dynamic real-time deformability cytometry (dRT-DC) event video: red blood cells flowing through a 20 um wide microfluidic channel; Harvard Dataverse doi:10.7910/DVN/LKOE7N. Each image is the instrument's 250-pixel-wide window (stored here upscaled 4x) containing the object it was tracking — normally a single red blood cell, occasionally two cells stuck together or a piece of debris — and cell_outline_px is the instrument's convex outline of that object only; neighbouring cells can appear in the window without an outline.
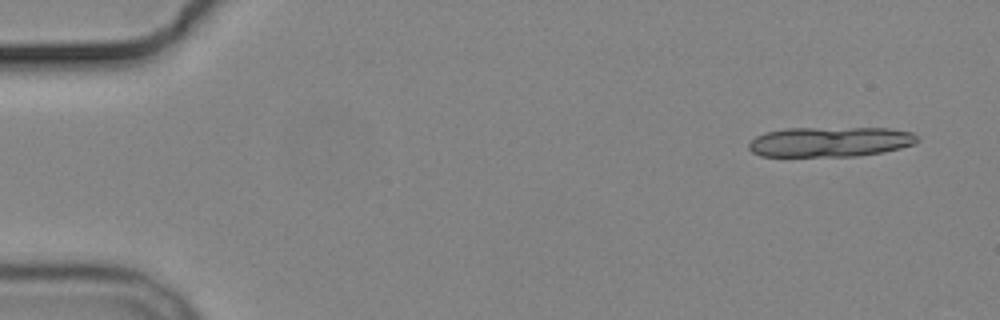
{"species": "common noctule bat (a hibernating species)", "species_latin": "Nyctalus noctula", "temperature_condition": "cold", "stored_images_in_passage": 4, "segment_of_instrument_passage": [1, 2], "camera_frame_rate_fps": 3000, "um_per_image_px": 0.085, "animal": {"sex": "male", "body_mass_g": 19.2, "forearm_length_mm": 51.8}, "frame": {"image": 1, "passage_image": 1, "time_ms": 0.0, "image_size_px": [1000, 320], "cell_outline_px": [[920, 140], [916, 144], [884, 152], [856, 156], [760, 156], [752, 152], [748, 148], [748, 144], [756, 136], [764, 132], [784, 128], [892, 128], [912, 132]], "centroid_in_image_um": [70.57, 12.05], "position_along_channel_um": 14.4, "area_um2": 29.77}}